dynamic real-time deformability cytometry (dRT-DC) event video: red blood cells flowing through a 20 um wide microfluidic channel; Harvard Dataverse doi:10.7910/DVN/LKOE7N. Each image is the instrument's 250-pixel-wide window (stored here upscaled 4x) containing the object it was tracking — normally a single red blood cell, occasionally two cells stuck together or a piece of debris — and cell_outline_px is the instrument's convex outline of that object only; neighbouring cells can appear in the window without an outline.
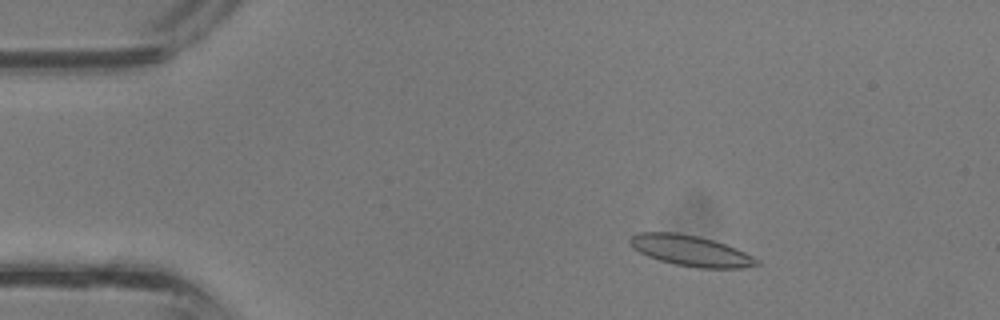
{"species": "common noctule bat (a hibernating species)", "species_latin": "Nyctalus noctula", "temperature_condition": "room temperature", "stored_images_in_passage": 33, "camera_frame_rate_fps": 3000, "um_per_image_px": 0.085, "animal": {"sex": "male", "body_mass_g": 13.3}, "frame": {"image": 1, "passage_image": 6, "time_ms": 1.667, "image_size_px": [1000, 320], "cell_outline_px": [[760, 264], [744, 268], [696, 268], [676, 264], [660, 260], [648, 256], [632, 248], [628, 240], [636, 232], [676, 232], [696, 236], [712, 240], [736, 248], [760, 260]], "centroid_in_image_um": [58.7, 21.31], "position_along_channel_um": 26.3, "area_um2": 22.6}}
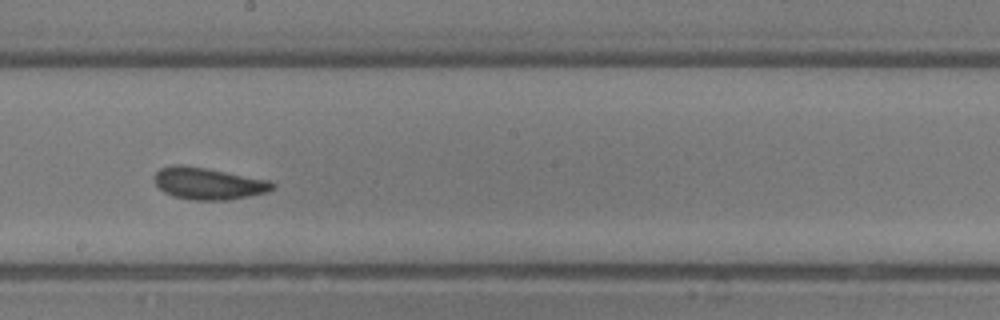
{"frame": {"image": 2, "passage_image": 21, "time_ms": 6.667, "image_size_px": [1000, 320], "cell_outline_px": [[276, 188], [268, 192], [228, 200], [192, 200], [172, 196], [164, 192], [156, 184], [156, 172], [160, 168], [172, 164], [180, 164], [204, 168], [268, 180], [276, 184]], "centroid_in_image_um": [17.72, 15.6], "position_along_channel_um": 230.5, "area_um2": 21.79}}
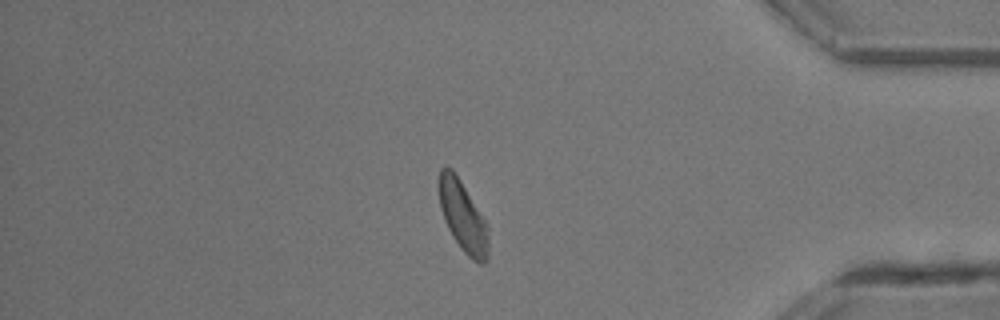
{"frame": {"image": 3, "passage_image": 32, "time_ms": 10.333, "image_size_px": [1000, 320], "cell_outline_px": [[488, 260], [484, 264], [480, 264], [472, 260], [460, 248], [452, 236], [444, 220], [440, 208], [440, 168], [452, 168], [460, 180], [488, 224]], "centroid_in_image_um": [39.38, 18.47], "position_along_channel_um": 395.8, "area_um2": 20.23}}